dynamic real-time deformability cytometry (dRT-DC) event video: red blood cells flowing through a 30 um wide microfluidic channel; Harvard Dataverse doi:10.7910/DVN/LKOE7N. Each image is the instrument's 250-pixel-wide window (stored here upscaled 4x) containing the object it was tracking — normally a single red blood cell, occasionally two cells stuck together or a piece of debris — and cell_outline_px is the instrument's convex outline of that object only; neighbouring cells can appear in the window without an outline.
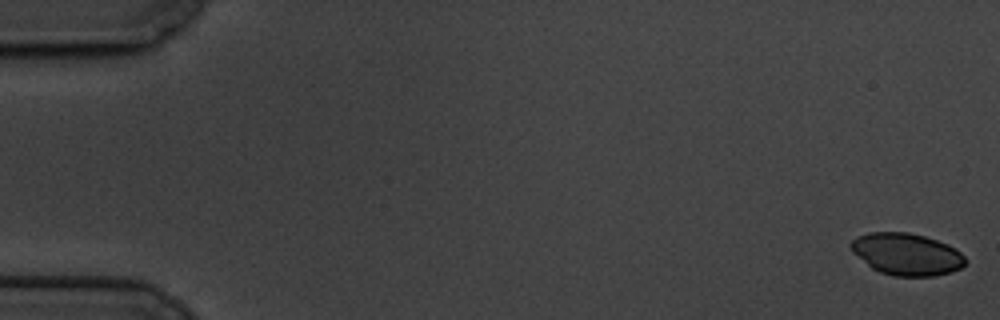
{"species": "common noctule bat (a hibernating species)", "species_latin": "Nyctalus noctula", "temperature_condition": "cold", "stored_images_in_passage": 59, "camera_frame_rate_fps": 3000, "um_per_image_px": 0.085, "animal": {"sex": "male", "body_mass_g": 19.5, "forearm_length_mm": 54.6}, "frame": {"image": 1, "passage_image": 1, "time_ms": 0.0, "image_size_px": [1000, 320], "cell_outline_px": [[968, 260], [960, 268], [952, 272], [932, 276], [896, 276], [880, 272], [872, 268], [852, 252], [848, 244], [856, 236], [868, 232], [908, 232], [924, 236], [948, 244], [956, 248]], "centroid_in_image_um": [77.05, 21.59], "position_along_channel_um": 7.9, "area_um2": 28.15}}
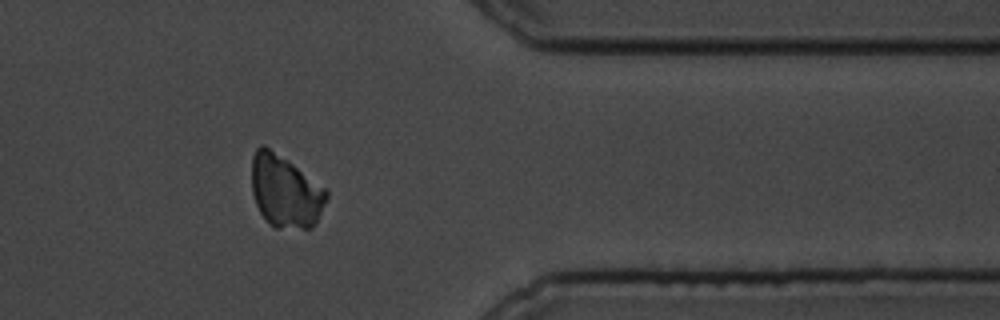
{"frame": {"image": 2, "passage_image": 49, "time_ms": 16.0, "image_size_px": [1000, 320], "cell_outline_px": [[328, 196], [316, 224], [312, 228], [276, 228], [260, 212], [256, 204], [252, 192], [252, 156], [256, 148], [260, 144], [264, 144], [292, 164], [324, 188], [328, 192]], "centroid_in_image_um": [24.24, 16.27], "position_along_channel_um": 387.2, "area_um2": 31.1}}